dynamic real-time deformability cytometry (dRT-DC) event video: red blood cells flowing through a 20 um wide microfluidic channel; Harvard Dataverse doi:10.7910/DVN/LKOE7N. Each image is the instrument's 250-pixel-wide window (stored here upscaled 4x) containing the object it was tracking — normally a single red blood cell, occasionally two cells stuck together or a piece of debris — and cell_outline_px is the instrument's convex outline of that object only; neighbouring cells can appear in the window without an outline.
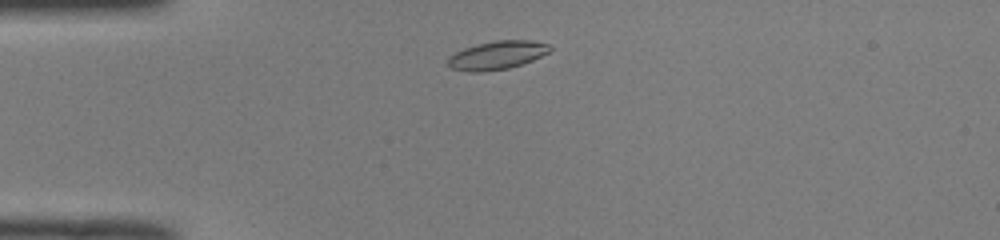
{"species": "common noctule bat (a hibernating species)", "species_latin": "Nyctalus noctula", "temperature_condition": "room temperature", "stored_images_in_passage": 40, "camera_frame_rate_fps": 3000, "um_per_image_px": 0.085, "animal": {"sex": "male", "body_mass_g": 19.0, "forearm_length_mm": 50.8}, "frame": {"image": 1, "passage_image": 3, "time_ms": 0.667, "image_size_px": [1000, 240], "cell_outline_px": [[552, 48], [548, 52], [532, 60], [508, 68], [480, 72], [468, 72], [452, 68], [448, 64], [448, 56], [464, 48], [476, 44], [496, 40], [532, 40], [548, 44]], "centroid_in_image_um": [42.23, 4.68], "position_along_channel_um": 42.8, "area_um2": 16.76}}
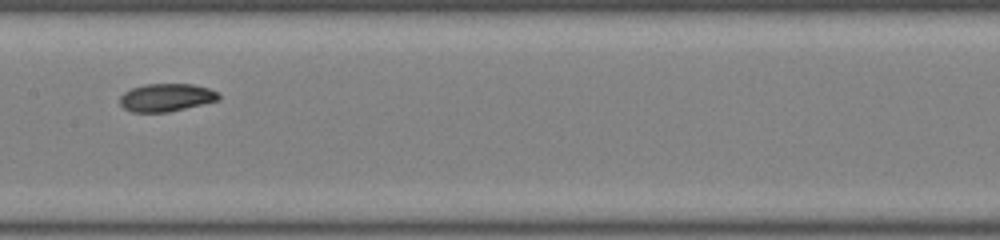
{"frame": {"image": 2, "passage_image": 16, "time_ms": 5.0, "image_size_px": [1000, 240], "cell_outline_px": [[220, 96], [216, 100], [168, 112], [132, 112], [124, 108], [120, 104], [120, 96], [124, 92], [132, 88], [144, 84], [192, 84], [208, 88], [220, 92]], "centroid_in_image_um": [14.1, 8.28], "position_along_channel_um": 193.3, "area_um2": 15.9}}
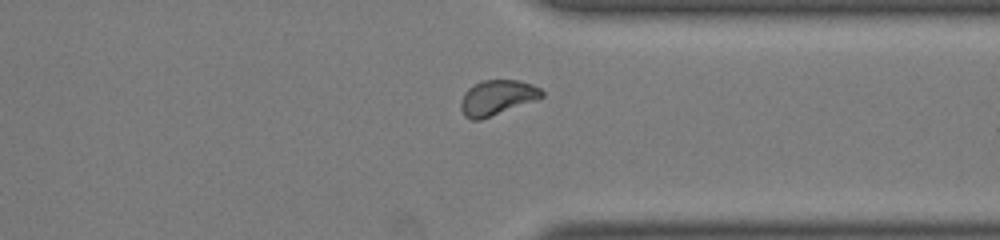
{"frame": {"image": 3, "passage_image": 29, "time_ms": 9.333, "image_size_px": [1000, 240], "cell_outline_px": [[544, 96], [536, 100], [480, 120], [472, 120], [464, 116], [460, 108], [460, 100], [464, 92], [468, 88], [480, 80], [516, 80], [532, 84], [540, 88], [544, 92]], "centroid_in_image_um": [42.23, 8.29], "position_along_channel_um": 369.2, "area_um2": 16.65}, "authors_computed_cell_mechanics": {"area_um2": 16.4441, "velocity_mm_per_s": 4.0571, "shape_relaxation_time_tau1_ms": 4.2317, "shape_relaxation_time_tau2_ms": 9.4129, "deformation_change_tau1": 0.117, "deformation_change_tau2": 0.1219}}